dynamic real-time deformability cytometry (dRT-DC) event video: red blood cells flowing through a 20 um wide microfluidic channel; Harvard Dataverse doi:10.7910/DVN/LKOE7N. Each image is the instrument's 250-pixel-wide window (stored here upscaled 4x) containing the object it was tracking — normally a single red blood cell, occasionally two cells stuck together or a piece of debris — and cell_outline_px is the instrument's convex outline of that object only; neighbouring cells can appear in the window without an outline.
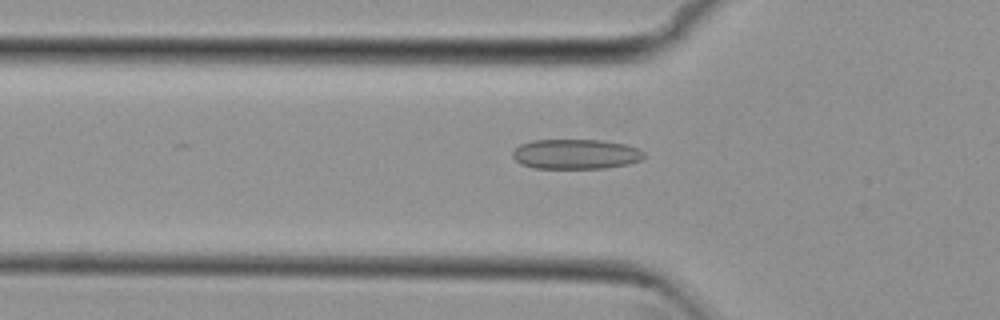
{"species": "common noctule bat (a hibernating species)", "species_latin": "Nyctalus noctula", "temperature_condition": "cold", "stored_images_in_passage": 27, "camera_frame_rate_fps": 3000, "um_per_image_px": 0.085, "animal": {"sex": "female", "body_mass_g": 29.2, "forearm_length_mm": 56.3}, "frame": {"image": 1, "passage_image": 8, "time_ms": 2.333, "image_size_px": [1000, 320], "cell_outline_px": [[644, 156], [640, 160], [628, 164], [604, 168], [532, 168], [520, 164], [512, 156], [512, 152], [520, 144], [532, 140], [604, 140], [624, 144], [640, 148], [644, 152]], "centroid_in_image_um": [48.93, 13.09], "position_along_channel_um": 76.9, "area_um2": 23.0}}
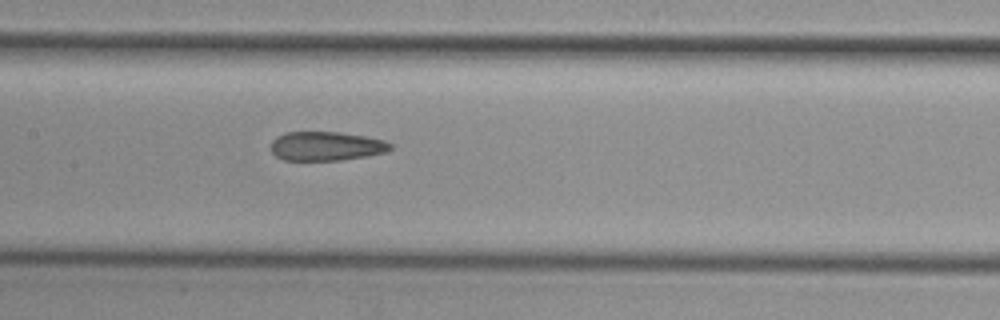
{"frame": {"image": 2, "passage_image": 16, "time_ms": 5.0, "image_size_px": [1000, 320], "cell_outline_px": [[392, 148], [388, 152], [368, 156], [340, 160], [284, 160], [276, 156], [272, 152], [272, 140], [276, 136], [284, 132], [340, 132], [364, 136], [384, 140], [392, 144]], "centroid_in_image_um": [27.74, 12.42], "position_along_channel_um": 179.7, "area_um2": 20.35}}
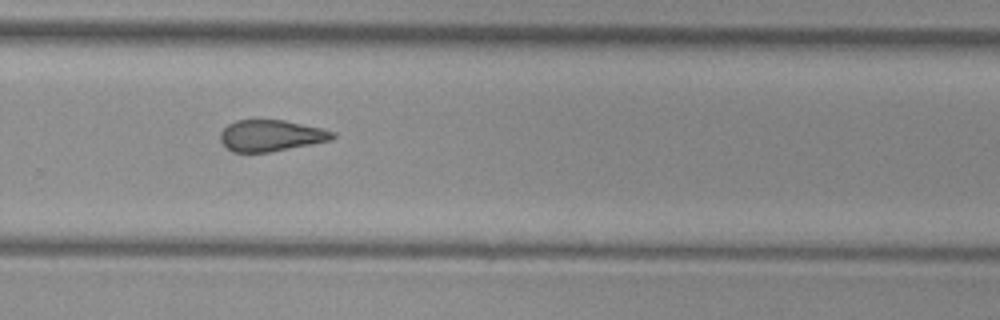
{"frame": {"image": 3, "passage_image": 26, "time_ms": 8.333, "image_size_px": [1000, 320], "cell_outline_px": [[336, 136], [332, 140], [312, 144], [268, 152], [232, 152], [220, 140], [220, 132], [228, 124], [236, 120], [284, 120], [320, 128], [336, 132]], "centroid_in_image_um": [23.04, 11.52], "position_along_channel_um": 306.8, "area_um2": 20.4}, "authors_computed_cell_mechanics": {"area_um2": 21.386, "velocity_mm_per_s": 3.8205, "shape_relaxation_time_tau1_ms": null, "shape_relaxation_time_tau2_ms": 2.6493, "deformation_change_tau1": null, "deformation_change_tau2": 0.1123}}